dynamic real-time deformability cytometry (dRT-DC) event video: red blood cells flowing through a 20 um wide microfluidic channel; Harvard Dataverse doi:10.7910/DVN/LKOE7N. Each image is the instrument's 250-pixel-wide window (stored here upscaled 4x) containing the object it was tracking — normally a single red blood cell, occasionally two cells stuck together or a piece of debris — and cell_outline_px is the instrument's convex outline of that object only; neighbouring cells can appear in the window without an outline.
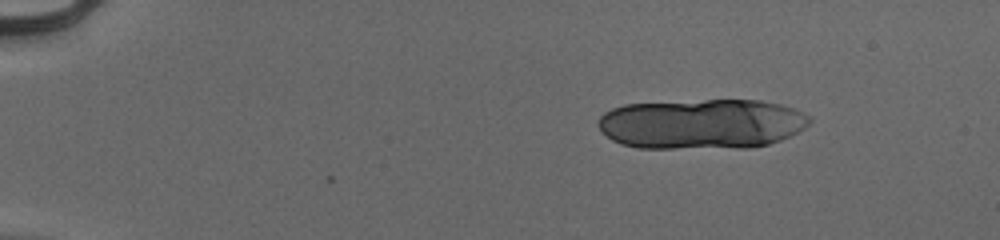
{"species": "human", "species_latin": "Homo sapiens", "temperature_condition": "cold", "stored_images_in_passage": 13, "camera_frame_rate_fps": 3000, "um_per_image_px": 0.085, "donor": {"sex": "male"}, "frame": {"image": 1, "passage_image": 1, "time_ms": 0.0, "image_size_px": [1000, 240], "cell_outline_px": [[808, 124], [804, 128], [780, 140], [768, 144], [752, 148], [640, 148], [620, 144], [612, 140], [600, 128], [600, 116], [604, 112], [612, 108], [624, 104], [704, 100], [760, 100], [780, 104], [792, 108], [808, 116]], "centroid_in_image_um": [59.63, 10.54], "position_along_channel_um": 25.4, "area_um2": 61.61}}